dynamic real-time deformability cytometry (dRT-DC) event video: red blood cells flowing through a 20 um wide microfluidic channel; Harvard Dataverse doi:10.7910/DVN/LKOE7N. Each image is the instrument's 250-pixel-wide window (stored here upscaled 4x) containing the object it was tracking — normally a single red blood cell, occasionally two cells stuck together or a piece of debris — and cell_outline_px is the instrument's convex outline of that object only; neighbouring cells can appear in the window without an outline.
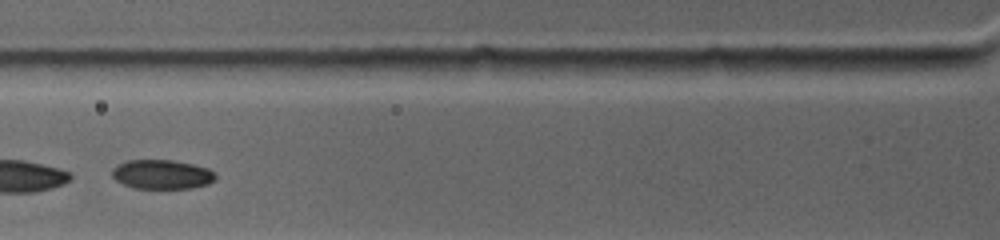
{"species": "common noctule bat (a hibernating species)", "species_latin": "Nyctalus noctula", "temperature_condition": "warm", "stored_images_in_passage": 17, "camera_frame_rate_fps": 4500, "um_per_image_px": 0.085, "animal": {"sex": "female", "body_mass_g": 19.0, "forearm_length_mm": 53.3}, "frame": {"image": 1, "passage_image": 3, "time_ms": 1.333, "image_size_px": [1000, 240], "cell_outline_px": [[216, 180], [208, 184], [192, 188], [132, 188], [116, 180], [112, 176], [112, 168], [116, 164], [128, 160], [172, 160], [192, 164], [208, 168], [216, 172]], "centroid_in_image_um": [13.77, 14.82], "position_along_channel_um": 112.0, "area_um2": 17.8}}